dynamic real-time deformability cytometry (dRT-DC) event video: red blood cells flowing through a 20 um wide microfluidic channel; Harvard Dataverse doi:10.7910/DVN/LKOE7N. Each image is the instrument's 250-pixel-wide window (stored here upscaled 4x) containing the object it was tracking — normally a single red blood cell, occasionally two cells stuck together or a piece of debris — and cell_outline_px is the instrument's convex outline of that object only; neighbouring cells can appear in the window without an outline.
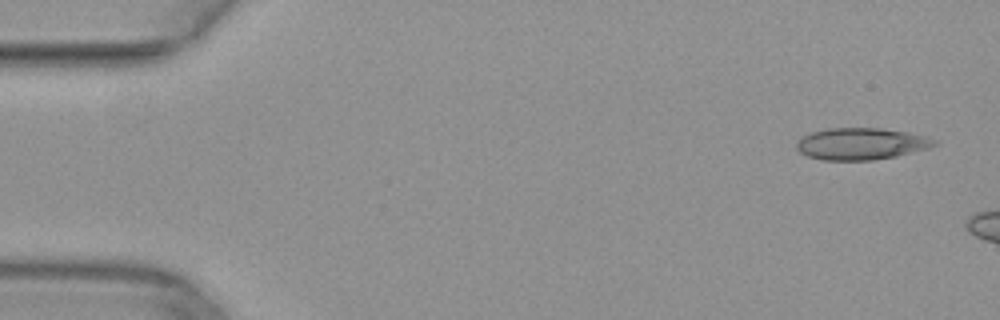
{"species": "common noctule bat (a hibernating species)", "species_latin": "Nyctalus noctula", "temperature_condition": "warm", "stored_images_in_passage": 6, "camera_frame_rate_fps": 3000, "um_per_image_px": 0.085, "animal": {"sex": "female", "body_mass_g": 29.2, "forearm_length_mm": 56.3}, "frame": {"image": 1, "passage_image": 1, "time_ms": 0.0, "image_size_px": [1000, 320], "cell_outline_px": [[940, 144], [928, 148], [896, 156], [872, 160], [824, 160], [808, 156], [800, 152], [796, 148], [796, 144], [800, 136], [812, 132], [828, 128], [880, 128], [908, 132], [924, 136], [936, 140]], "centroid_in_image_um": [73.19, 12.22], "position_along_channel_um": 11.8, "area_um2": 25.55}}